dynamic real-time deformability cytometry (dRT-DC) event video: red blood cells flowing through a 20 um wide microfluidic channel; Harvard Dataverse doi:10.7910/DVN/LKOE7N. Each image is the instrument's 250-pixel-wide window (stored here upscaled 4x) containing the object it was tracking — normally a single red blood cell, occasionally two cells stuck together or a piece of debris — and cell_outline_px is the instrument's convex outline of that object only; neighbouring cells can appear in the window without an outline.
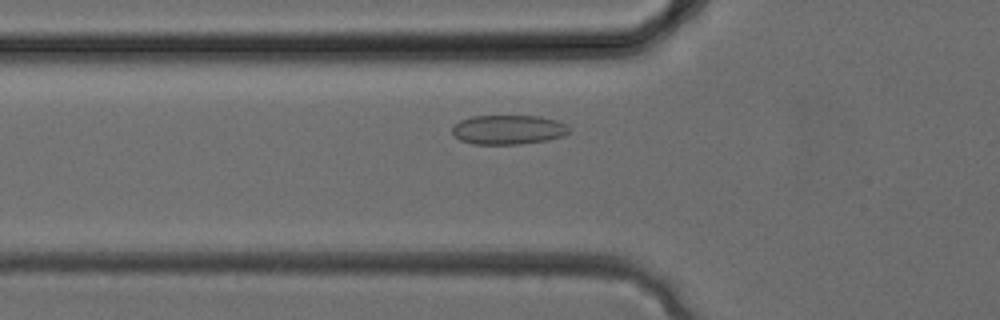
{"species": "common noctule bat (a hibernating species)", "species_latin": "Nyctalus noctula", "temperature_condition": "cold", "stored_images_in_passage": 27, "camera_frame_rate_fps": 3000, "um_per_image_px": 0.085, "animal": {"sex": "female", "body_mass_g": 24.6, "forearm_length_mm": 56.2}, "frame": {"image": 1, "passage_image": 5, "time_ms": 1.333, "image_size_px": [1000, 320], "cell_outline_px": [[572, 132], [564, 136], [548, 140], [520, 144], [472, 144], [460, 140], [452, 132], [452, 124], [460, 120], [472, 116], [536, 116], [556, 120], [564, 124]], "centroid_in_image_um": [43.19, 11.03], "position_along_channel_um": 82.6, "area_um2": 20.11}}
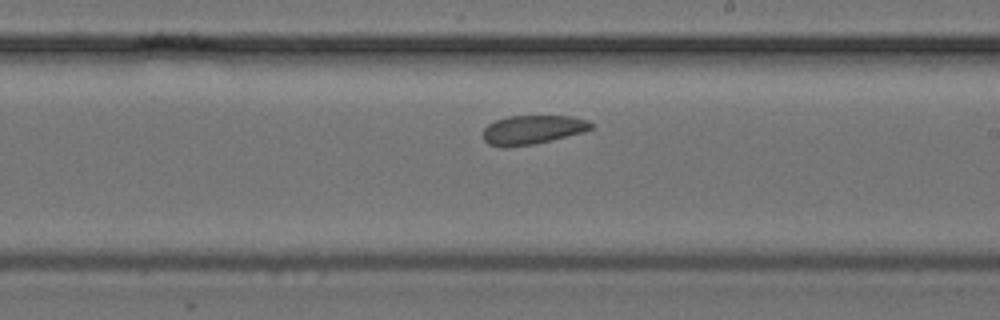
{"frame": {"image": 2, "passage_image": 13, "time_ms": 4.0, "image_size_px": [1000, 320], "cell_outline_px": [[592, 128], [584, 132], [552, 140], [532, 144], [504, 148], [488, 144], [484, 140], [484, 128], [488, 124], [496, 120], [508, 116], [572, 116], [588, 120], [592, 124]], "centroid_in_image_um": [45.26, 11.03], "position_along_channel_um": 243.7, "area_um2": 18.26}}
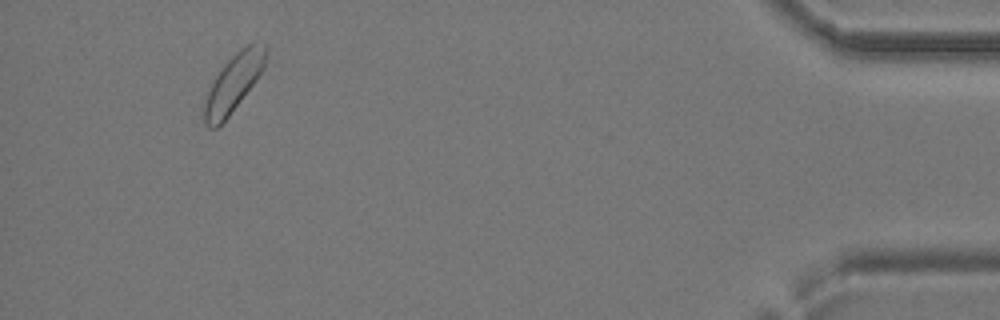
{"frame": {"image": 3, "passage_image": 25, "time_ms": 8.0, "image_size_px": [1000, 320], "cell_outline_px": [[268, 52], [264, 68], [256, 80], [228, 116], [216, 128], [208, 128], [204, 124], [204, 104], [208, 92], [216, 76], [224, 64], [240, 48], [248, 44], [252, 44], [268, 48]], "centroid_in_image_um": [19.84, 7.07], "position_along_channel_um": 415.4, "area_um2": 20.0}}